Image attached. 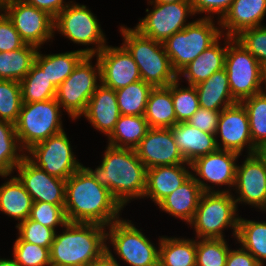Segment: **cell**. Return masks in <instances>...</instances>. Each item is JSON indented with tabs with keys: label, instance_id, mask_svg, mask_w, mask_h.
Listing matches in <instances>:
<instances>
[{
	"label": "cell",
	"instance_id": "cell-52",
	"mask_svg": "<svg viewBox=\"0 0 266 266\" xmlns=\"http://www.w3.org/2000/svg\"><path fill=\"white\" fill-rule=\"evenodd\" d=\"M0 266H21L16 260L14 259H5L0 258Z\"/></svg>",
	"mask_w": 266,
	"mask_h": 266
},
{
	"label": "cell",
	"instance_id": "cell-16",
	"mask_svg": "<svg viewBox=\"0 0 266 266\" xmlns=\"http://www.w3.org/2000/svg\"><path fill=\"white\" fill-rule=\"evenodd\" d=\"M215 135L218 149L242 155L246 148L247 154L257 153L258 148L253 144L250 133L248 114L241 102L226 107L220 112ZM218 137H220L219 141Z\"/></svg>",
	"mask_w": 266,
	"mask_h": 266
},
{
	"label": "cell",
	"instance_id": "cell-24",
	"mask_svg": "<svg viewBox=\"0 0 266 266\" xmlns=\"http://www.w3.org/2000/svg\"><path fill=\"white\" fill-rule=\"evenodd\" d=\"M233 37L226 36L224 38V47L220 46V40L218 39L208 49L204 50L195 60L189 63L184 69H182L177 77L180 80L181 77L187 81L188 85H197L200 82L207 80L215 72L224 69L225 55L228 44L233 40Z\"/></svg>",
	"mask_w": 266,
	"mask_h": 266
},
{
	"label": "cell",
	"instance_id": "cell-20",
	"mask_svg": "<svg viewBox=\"0 0 266 266\" xmlns=\"http://www.w3.org/2000/svg\"><path fill=\"white\" fill-rule=\"evenodd\" d=\"M147 169L186 163L170 128H150L135 149Z\"/></svg>",
	"mask_w": 266,
	"mask_h": 266
},
{
	"label": "cell",
	"instance_id": "cell-34",
	"mask_svg": "<svg viewBox=\"0 0 266 266\" xmlns=\"http://www.w3.org/2000/svg\"><path fill=\"white\" fill-rule=\"evenodd\" d=\"M22 152V153H21ZM15 130V125L0 120V176L7 178L25 157Z\"/></svg>",
	"mask_w": 266,
	"mask_h": 266
},
{
	"label": "cell",
	"instance_id": "cell-47",
	"mask_svg": "<svg viewBox=\"0 0 266 266\" xmlns=\"http://www.w3.org/2000/svg\"><path fill=\"white\" fill-rule=\"evenodd\" d=\"M234 0H190L195 14L207 13L204 18L212 19L214 14L218 16V22L229 10Z\"/></svg>",
	"mask_w": 266,
	"mask_h": 266
},
{
	"label": "cell",
	"instance_id": "cell-42",
	"mask_svg": "<svg viewBox=\"0 0 266 266\" xmlns=\"http://www.w3.org/2000/svg\"><path fill=\"white\" fill-rule=\"evenodd\" d=\"M18 229V238L15 241H26L44 248H51L56 231L27 218L15 226Z\"/></svg>",
	"mask_w": 266,
	"mask_h": 266
},
{
	"label": "cell",
	"instance_id": "cell-53",
	"mask_svg": "<svg viewBox=\"0 0 266 266\" xmlns=\"http://www.w3.org/2000/svg\"><path fill=\"white\" fill-rule=\"evenodd\" d=\"M257 154L263 159V161L266 164V144L261 145L257 149Z\"/></svg>",
	"mask_w": 266,
	"mask_h": 266
},
{
	"label": "cell",
	"instance_id": "cell-40",
	"mask_svg": "<svg viewBox=\"0 0 266 266\" xmlns=\"http://www.w3.org/2000/svg\"><path fill=\"white\" fill-rule=\"evenodd\" d=\"M22 106L20 82L0 80V120L16 124Z\"/></svg>",
	"mask_w": 266,
	"mask_h": 266
},
{
	"label": "cell",
	"instance_id": "cell-35",
	"mask_svg": "<svg viewBox=\"0 0 266 266\" xmlns=\"http://www.w3.org/2000/svg\"><path fill=\"white\" fill-rule=\"evenodd\" d=\"M237 242L250 252L261 266L266 262V221L239 218Z\"/></svg>",
	"mask_w": 266,
	"mask_h": 266
},
{
	"label": "cell",
	"instance_id": "cell-2",
	"mask_svg": "<svg viewBox=\"0 0 266 266\" xmlns=\"http://www.w3.org/2000/svg\"><path fill=\"white\" fill-rule=\"evenodd\" d=\"M102 163L95 169L83 167L100 184L107 187L124 208L131 200L143 198L147 168L136 150L107 145Z\"/></svg>",
	"mask_w": 266,
	"mask_h": 266
},
{
	"label": "cell",
	"instance_id": "cell-44",
	"mask_svg": "<svg viewBox=\"0 0 266 266\" xmlns=\"http://www.w3.org/2000/svg\"><path fill=\"white\" fill-rule=\"evenodd\" d=\"M263 66L266 64V26H257L241 31L234 37Z\"/></svg>",
	"mask_w": 266,
	"mask_h": 266
},
{
	"label": "cell",
	"instance_id": "cell-4",
	"mask_svg": "<svg viewBox=\"0 0 266 266\" xmlns=\"http://www.w3.org/2000/svg\"><path fill=\"white\" fill-rule=\"evenodd\" d=\"M122 45L136 62L141 79L153 87H166L178 77L164 44L142 35L135 28L120 27Z\"/></svg>",
	"mask_w": 266,
	"mask_h": 266
},
{
	"label": "cell",
	"instance_id": "cell-1",
	"mask_svg": "<svg viewBox=\"0 0 266 266\" xmlns=\"http://www.w3.org/2000/svg\"><path fill=\"white\" fill-rule=\"evenodd\" d=\"M64 210L68 222L107 227L121 218L123 207L82 166L66 180Z\"/></svg>",
	"mask_w": 266,
	"mask_h": 266
},
{
	"label": "cell",
	"instance_id": "cell-5",
	"mask_svg": "<svg viewBox=\"0 0 266 266\" xmlns=\"http://www.w3.org/2000/svg\"><path fill=\"white\" fill-rule=\"evenodd\" d=\"M233 193L203 192L191 225L196 239H224V229L231 228L235 240L240 216Z\"/></svg>",
	"mask_w": 266,
	"mask_h": 266
},
{
	"label": "cell",
	"instance_id": "cell-13",
	"mask_svg": "<svg viewBox=\"0 0 266 266\" xmlns=\"http://www.w3.org/2000/svg\"><path fill=\"white\" fill-rule=\"evenodd\" d=\"M0 8L13 22L25 44L41 48L55 36L54 18L21 0H0Z\"/></svg>",
	"mask_w": 266,
	"mask_h": 266
},
{
	"label": "cell",
	"instance_id": "cell-31",
	"mask_svg": "<svg viewBox=\"0 0 266 266\" xmlns=\"http://www.w3.org/2000/svg\"><path fill=\"white\" fill-rule=\"evenodd\" d=\"M149 129L150 127L144 115H120L114 130L108 136V145L135 150Z\"/></svg>",
	"mask_w": 266,
	"mask_h": 266
},
{
	"label": "cell",
	"instance_id": "cell-56",
	"mask_svg": "<svg viewBox=\"0 0 266 266\" xmlns=\"http://www.w3.org/2000/svg\"><path fill=\"white\" fill-rule=\"evenodd\" d=\"M51 266H78V265H51Z\"/></svg>",
	"mask_w": 266,
	"mask_h": 266
},
{
	"label": "cell",
	"instance_id": "cell-27",
	"mask_svg": "<svg viewBox=\"0 0 266 266\" xmlns=\"http://www.w3.org/2000/svg\"><path fill=\"white\" fill-rule=\"evenodd\" d=\"M199 107L222 111L237 101L231 95L226 69L215 72L207 80L195 85Z\"/></svg>",
	"mask_w": 266,
	"mask_h": 266
},
{
	"label": "cell",
	"instance_id": "cell-30",
	"mask_svg": "<svg viewBox=\"0 0 266 266\" xmlns=\"http://www.w3.org/2000/svg\"><path fill=\"white\" fill-rule=\"evenodd\" d=\"M39 51L40 48L36 53L34 62L56 88L70 76L76 65L86 55L81 50L47 55Z\"/></svg>",
	"mask_w": 266,
	"mask_h": 266
},
{
	"label": "cell",
	"instance_id": "cell-36",
	"mask_svg": "<svg viewBox=\"0 0 266 266\" xmlns=\"http://www.w3.org/2000/svg\"><path fill=\"white\" fill-rule=\"evenodd\" d=\"M22 103H33L55 98L57 88L34 62L30 71L20 81Z\"/></svg>",
	"mask_w": 266,
	"mask_h": 266
},
{
	"label": "cell",
	"instance_id": "cell-14",
	"mask_svg": "<svg viewBox=\"0 0 266 266\" xmlns=\"http://www.w3.org/2000/svg\"><path fill=\"white\" fill-rule=\"evenodd\" d=\"M154 5L147 15L134 27L142 35L164 43L170 36L183 30L191 22L189 16L195 15L190 0L175 3L149 2Z\"/></svg>",
	"mask_w": 266,
	"mask_h": 266
},
{
	"label": "cell",
	"instance_id": "cell-26",
	"mask_svg": "<svg viewBox=\"0 0 266 266\" xmlns=\"http://www.w3.org/2000/svg\"><path fill=\"white\" fill-rule=\"evenodd\" d=\"M203 191L193 176L165 197L158 207L187 225L192 221Z\"/></svg>",
	"mask_w": 266,
	"mask_h": 266
},
{
	"label": "cell",
	"instance_id": "cell-17",
	"mask_svg": "<svg viewBox=\"0 0 266 266\" xmlns=\"http://www.w3.org/2000/svg\"><path fill=\"white\" fill-rule=\"evenodd\" d=\"M233 195L237 204L250 205L266 213V164L257 154H247L243 164H237Z\"/></svg>",
	"mask_w": 266,
	"mask_h": 266
},
{
	"label": "cell",
	"instance_id": "cell-51",
	"mask_svg": "<svg viewBox=\"0 0 266 266\" xmlns=\"http://www.w3.org/2000/svg\"><path fill=\"white\" fill-rule=\"evenodd\" d=\"M111 250L109 245H106V251L89 266H121Z\"/></svg>",
	"mask_w": 266,
	"mask_h": 266
},
{
	"label": "cell",
	"instance_id": "cell-10",
	"mask_svg": "<svg viewBox=\"0 0 266 266\" xmlns=\"http://www.w3.org/2000/svg\"><path fill=\"white\" fill-rule=\"evenodd\" d=\"M106 229H109L106 240L124 263L129 266H159V247H155L131 220L120 218Z\"/></svg>",
	"mask_w": 266,
	"mask_h": 266
},
{
	"label": "cell",
	"instance_id": "cell-6",
	"mask_svg": "<svg viewBox=\"0 0 266 266\" xmlns=\"http://www.w3.org/2000/svg\"><path fill=\"white\" fill-rule=\"evenodd\" d=\"M213 20L204 17L193 20L163 43L177 74L218 39L224 38L220 26H215Z\"/></svg>",
	"mask_w": 266,
	"mask_h": 266
},
{
	"label": "cell",
	"instance_id": "cell-7",
	"mask_svg": "<svg viewBox=\"0 0 266 266\" xmlns=\"http://www.w3.org/2000/svg\"><path fill=\"white\" fill-rule=\"evenodd\" d=\"M61 112L62 108L55 98L22 103L15 130L25 153L33 145L64 131Z\"/></svg>",
	"mask_w": 266,
	"mask_h": 266
},
{
	"label": "cell",
	"instance_id": "cell-45",
	"mask_svg": "<svg viewBox=\"0 0 266 266\" xmlns=\"http://www.w3.org/2000/svg\"><path fill=\"white\" fill-rule=\"evenodd\" d=\"M64 206L47 202H33L29 218L56 231L57 226L62 228L68 222Z\"/></svg>",
	"mask_w": 266,
	"mask_h": 266
},
{
	"label": "cell",
	"instance_id": "cell-43",
	"mask_svg": "<svg viewBox=\"0 0 266 266\" xmlns=\"http://www.w3.org/2000/svg\"><path fill=\"white\" fill-rule=\"evenodd\" d=\"M12 255L21 266H51L50 249L26 241H15Z\"/></svg>",
	"mask_w": 266,
	"mask_h": 266
},
{
	"label": "cell",
	"instance_id": "cell-32",
	"mask_svg": "<svg viewBox=\"0 0 266 266\" xmlns=\"http://www.w3.org/2000/svg\"><path fill=\"white\" fill-rule=\"evenodd\" d=\"M159 266H196V239L159 238Z\"/></svg>",
	"mask_w": 266,
	"mask_h": 266
},
{
	"label": "cell",
	"instance_id": "cell-9",
	"mask_svg": "<svg viewBox=\"0 0 266 266\" xmlns=\"http://www.w3.org/2000/svg\"><path fill=\"white\" fill-rule=\"evenodd\" d=\"M98 21L86 5L70 1L54 18V32H60L59 34L74 44L85 46L92 44V48L87 46L80 50L86 55H96L107 46L106 35Z\"/></svg>",
	"mask_w": 266,
	"mask_h": 266
},
{
	"label": "cell",
	"instance_id": "cell-50",
	"mask_svg": "<svg viewBox=\"0 0 266 266\" xmlns=\"http://www.w3.org/2000/svg\"><path fill=\"white\" fill-rule=\"evenodd\" d=\"M55 18L70 2L64 0H21Z\"/></svg>",
	"mask_w": 266,
	"mask_h": 266
},
{
	"label": "cell",
	"instance_id": "cell-22",
	"mask_svg": "<svg viewBox=\"0 0 266 266\" xmlns=\"http://www.w3.org/2000/svg\"><path fill=\"white\" fill-rule=\"evenodd\" d=\"M81 116H84L94 129L108 137L120 117L115 90L101 83Z\"/></svg>",
	"mask_w": 266,
	"mask_h": 266
},
{
	"label": "cell",
	"instance_id": "cell-28",
	"mask_svg": "<svg viewBox=\"0 0 266 266\" xmlns=\"http://www.w3.org/2000/svg\"><path fill=\"white\" fill-rule=\"evenodd\" d=\"M32 205V197L23 184L15 175H9V180L0 186V211L21 223L29 218Z\"/></svg>",
	"mask_w": 266,
	"mask_h": 266
},
{
	"label": "cell",
	"instance_id": "cell-41",
	"mask_svg": "<svg viewBox=\"0 0 266 266\" xmlns=\"http://www.w3.org/2000/svg\"><path fill=\"white\" fill-rule=\"evenodd\" d=\"M226 239H196V266H226Z\"/></svg>",
	"mask_w": 266,
	"mask_h": 266
},
{
	"label": "cell",
	"instance_id": "cell-18",
	"mask_svg": "<svg viewBox=\"0 0 266 266\" xmlns=\"http://www.w3.org/2000/svg\"><path fill=\"white\" fill-rule=\"evenodd\" d=\"M16 177L32 197L33 202L65 205L66 180L49 175L26 156L15 168Z\"/></svg>",
	"mask_w": 266,
	"mask_h": 266
},
{
	"label": "cell",
	"instance_id": "cell-37",
	"mask_svg": "<svg viewBox=\"0 0 266 266\" xmlns=\"http://www.w3.org/2000/svg\"><path fill=\"white\" fill-rule=\"evenodd\" d=\"M153 86L139 80L115 90L120 115L142 116Z\"/></svg>",
	"mask_w": 266,
	"mask_h": 266
},
{
	"label": "cell",
	"instance_id": "cell-23",
	"mask_svg": "<svg viewBox=\"0 0 266 266\" xmlns=\"http://www.w3.org/2000/svg\"><path fill=\"white\" fill-rule=\"evenodd\" d=\"M188 167H186V166ZM190 164L164 165L147 169L146 190L143 198L158 205L165 197L191 177Z\"/></svg>",
	"mask_w": 266,
	"mask_h": 266
},
{
	"label": "cell",
	"instance_id": "cell-46",
	"mask_svg": "<svg viewBox=\"0 0 266 266\" xmlns=\"http://www.w3.org/2000/svg\"><path fill=\"white\" fill-rule=\"evenodd\" d=\"M25 45V42L16 31L13 22L0 8V52L13 51Z\"/></svg>",
	"mask_w": 266,
	"mask_h": 266
},
{
	"label": "cell",
	"instance_id": "cell-54",
	"mask_svg": "<svg viewBox=\"0 0 266 266\" xmlns=\"http://www.w3.org/2000/svg\"><path fill=\"white\" fill-rule=\"evenodd\" d=\"M264 83V89H262L263 92L266 93V64L262 66V84Z\"/></svg>",
	"mask_w": 266,
	"mask_h": 266
},
{
	"label": "cell",
	"instance_id": "cell-8",
	"mask_svg": "<svg viewBox=\"0 0 266 266\" xmlns=\"http://www.w3.org/2000/svg\"><path fill=\"white\" fill-rule=\"evenodd\" d=\"M93 57L85 55L70 76L57 87L55 99L72 120L81 118L88 101L101 84L100 64L96 57V65H92Z\"/></svg>",
	"mask_w": 266,
	"mask_h": 266
},
{
	"label": "cell",
	"instance_id": "cell-21",
	"mask_svg": "<svg viewBox=\"0 0 266 266\" xmlns=\"http://www.w3.org/2000/svg\"><path fill=\"white\" fill-rule=\"evenodd\" d=\"M266 15V0H234L217 25L222 36L235 37L241 31L262 26Z\"/></svg>",
	"mask_w": 266,
	"mask_h": 266
},
{
	"label": "cell",
	"instance_id": "cell-19",
	"mask_svg": "<svg viewBox=\"0 0 266 266\" xmlns=\"http://www.w3.org/2000/svg\"><path fill=\"white\" fill-rule=\"evenodd\" d=\"M94 57L98 58L100 64L101 83L113 90L142 80L136 62L123 45H107Z\"/></svg>",
	"mask_w": 266,
	"mask_h": 266
},
{
	"label": "cell",
	"instance_id": "cell-49",
	"mask_svg": "<svg viewBox=\"0 0 266 266\" xmlns=\"http://www.w3.org/2000/svg\"><path fill=\"white\" fill-rule=\"evenodd\" d=\"M240 248L230 249L227 259L226 266H261L256 258L241 245Z\"/></svg>",
	"mask_w": 266,
	"mask_h": 266
},
{
	"label": "cell",
	"instance_id": "cell-25",
	"mask_svg": "<svg viewBox=\"0 0 266 266\" xmlns=\"http://www.w3.org/2000/svg\"><path fill=\"white\" fill-rule=\"evenodd\" d=\"M170 129L186 163L190 164L198 157L218 149L215 134L201 131L187 122L177 123Z\"/></svg>",
	"mask_w": 266,
	"mask_h": 266
},
{
	"label": "cell",
	"instance_id": "cell-38",
	"mask_svg": "<svg viewBox=\"0 0 266 266\" xmlns=\"http://www.w3.org/2000/svg\"><path fill=\"white\" fill-rule=\"evenodd\" d=\"M245 107L253 144L259 148L266 144V93L260 92L241 101Z\"/></svg>",
	"mask_w": 266,
	"mask_h": 266
},
{
	"label": "cell",
	"instance_id": "cell-55",
	"mask_svg": "<svg viewBox=\"0 0 266 266\" xmlns=\"http://www.w3.org/2000/svg\"><path fill=\"white\" fill-rule=\"evenodd\" d=\"M179 1H186V0H149V2H157V3H175Z\"/></svg>",
	"mask_w": 266,
	"mask_h": 266
},
{
	"label": "cell",
	"instance_id": "cell-11",
	"mask_svg": "<svg viewBox=\"0 0 266 266\" xmlns=\"http://www.w3.org/2000/svg\"><path fill=\"white\" fill-rule=\"evenodd\" d=\"M224 68L237 102L262 92V65L235 38L227 46Z\"/></svg>",
	"mask_w": 266,
	"mask_h": 266
},
{
	"label": "cell",
	"instance_id": "cell-12",
	"mask_svg": "<svg viewBox=\"0 0 266 266\" xmlns=\"http://www.w3.org/2000/svg\"><path fill=\"white\" fill-rule=\"evenodd\" d=\"M70 143L64 130L33 145L25 156L49 175L67 180L83 166L75 157Z\"/></svg>",
	"mask_w": 266,
	"mask_h": 266
},
{
	"label": "cell",
	"instance_id": "cell-48",
	"mask_svg": "<svg viewBox=\"0 0 266 266\" xmlns=\"http://www.w3.org/2000/svg\"><path fill=\"white\" fill-rule=\"evenodd\" d=\"M220 112L199 107L187 123L206 133L216 134Z\"/></svg>",
	"mask_w": 266,
	"mask_h": 266
},
{
	"label": "cell",
	"instance_id": "cell-15",
	"mask_svg": "<svg viewBox=\"0 0 266 266\" xmlns=\"http://www.w3.org/2000/svg\"><path fill=\"white\" fill-rule=\"evenodd\" d=\"M241 156L238 153L232 151H226L223 149H217L210 154L198 157L191 165V176L201 187L203 192H228L232 193L230 187L234 188L236 169H237V158ZM198 176V177H197ZM211 185H219L227 187L222 190H214ZM207 183V184H206Z\"/></svg>",
	"mask_w": 266,
	"mask_h": 266
},
{
	"label": "cell",
	"instance_id": "cell-39",
	"mask_svg": "<svg viewBox=\"0 0 266 266\" xmlns=\"http://www.w3.org/2000/svg\"><path fill=\"white\" fill-rule=\"evenodd\" d=\"M171 95L177 123L187 122L199 109V100L195 86L180 87V82L177 78L171 83Z\"/></svg>",
	"mask_w": 266,
	"mask_h": 266
},
{
	"label": "cell",
	"instance_id": "cell-29",
	"mask_svg": "<svg viewBox=\"0 0 266 266\" xmlns=\"http://www.w3.org/2000/svg\"><path fill=\"white\" fill-rule=\"evenodd\" d=\"M144 118L150 128H171L177 124L171 84L166 87H153L146 104Z\"/></svg>",
	"mask_w": 266,
	"mask_h": 266
},
{
	"label": "cell",
	"instance_id": "cell-3",
	"mask_svg": "<svg viewBox=\"0 0 266 266\" xmlns=\"http://www.w3.org/2000/svg\"><path fill=\"white\" fill-rule=\"evenodd\" d=\"M63 229L61 234L56 231L51 244V265L89 266L109 244L106 227L99 224L67 222Z\"/></svg>",
	"mask_w": 266,
	"mask_h": 266
},
{
	"label": "cell",
	"instance_id": "cell-33",
	"mask_svg": "<svg viewBox=\"0 0 266 266\" xmlns=\"http://www.w3.org/2000/svg\"><path fill=\"white\" fill-rule=\"evenodd\" d=\"M38 48L26 44L20 49L0 52V80L20 82L30 71Z\"/></svg>",
	"mask_w": 266,
	"mask_h": 266
}]
</instances>
